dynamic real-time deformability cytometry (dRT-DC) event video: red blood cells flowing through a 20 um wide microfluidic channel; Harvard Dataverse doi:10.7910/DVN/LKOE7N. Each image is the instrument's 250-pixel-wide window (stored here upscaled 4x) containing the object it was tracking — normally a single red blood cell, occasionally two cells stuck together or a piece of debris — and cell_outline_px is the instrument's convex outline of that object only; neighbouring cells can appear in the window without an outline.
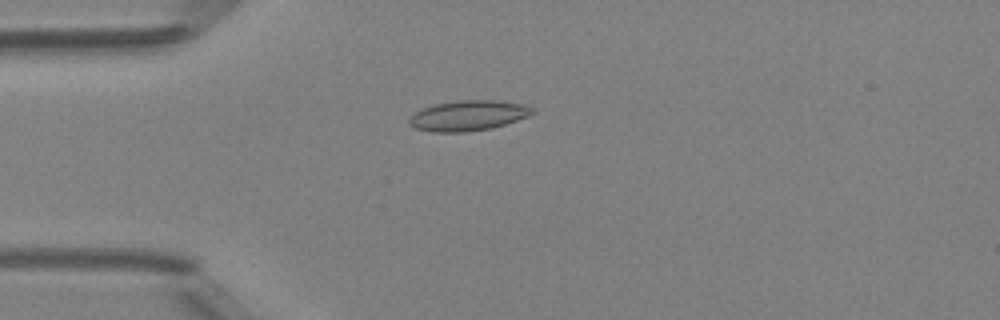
{"species": "Egyptian fruit bat (a non-hibernating species)", "species_latin": "Rousettus aegyptiacus", "temperature_condition": "room temperature", "stored_images_in_passage": 49, "camera_frame_rate_fps": 3000, "um_per_image_px": 0.085, "animal": {"sex": "female"}, "frame": {"image": 1, "passage_image": 13, "time_ms": 4.0, "image_size_px": [1000, 320], "cell_outline_px": [[536, 112], [528, 116], [492, 128], [464, 132], [432, 132], [416, 128], [408, 124], [408, 120], [416, 112], [424, 108], [436, 104], [456, 100], [496, 100], [524, 104], [536, 108]], "centroid_in_image_um": [39.83, 9.82], "position_along_channel_um": 45.2, "area_um2": 21.73}}
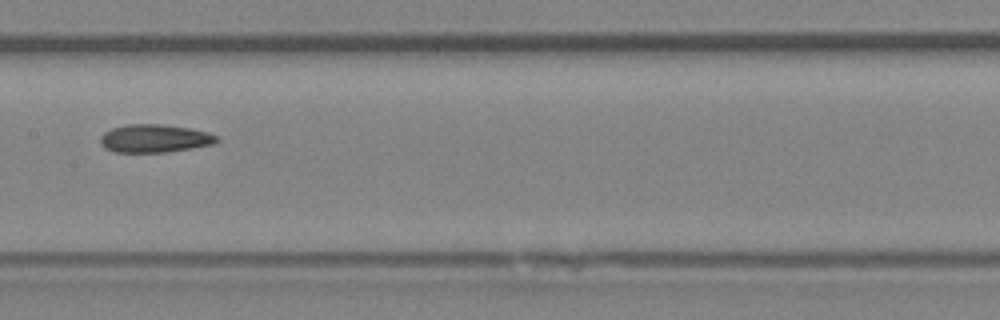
{"frame": {"image": 2, "passage_image": 25, "time_ms": 8.0, "image_size_px": [1000, 320], "cell_outline_px": [[220, 140], [212, 144], [192, 148], [164, 152], [116, 152], [104, 148], [100, 144], [100, 136], [104, 132], [112, 128], [128, 124], [164, 124], [188, 128], [208, 132], [216, 136]], "centroid_in_image_um": [13.11, 11.76], "position_along_channel_um": 194.3, "area_um2": 19.02}}
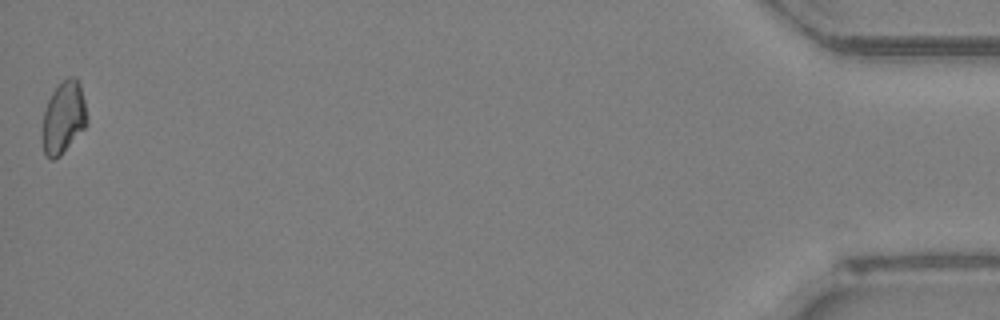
{"frame": {"image": 3, "passage_image": 49, "time_ms": 16.0, "image_size_px": [1000, 320], "cell_outline_px": [[88, 124], [60, 156], [52, 160], [44, 156], [44, 108], [52, 92], [60, 80], [68, 76], [76, 76], [80, 84], [84, 100], [88, 120]], "centroid_in_image_um": [5.43, 9.94], "position_along_channel_um": 429.8, "area_um2": 18.79}, "authors_computed_cell_mechanics": {"area_um2": 19.2474, "velocity_mm_per_s": 4.1806, "shape_relaxation_time_tau1_ms": null, "shape_relaxation_time_tau2_ms": 3.6448, "deformation_change_tau1": null, "deformation_change_tau2": 0.0841}}